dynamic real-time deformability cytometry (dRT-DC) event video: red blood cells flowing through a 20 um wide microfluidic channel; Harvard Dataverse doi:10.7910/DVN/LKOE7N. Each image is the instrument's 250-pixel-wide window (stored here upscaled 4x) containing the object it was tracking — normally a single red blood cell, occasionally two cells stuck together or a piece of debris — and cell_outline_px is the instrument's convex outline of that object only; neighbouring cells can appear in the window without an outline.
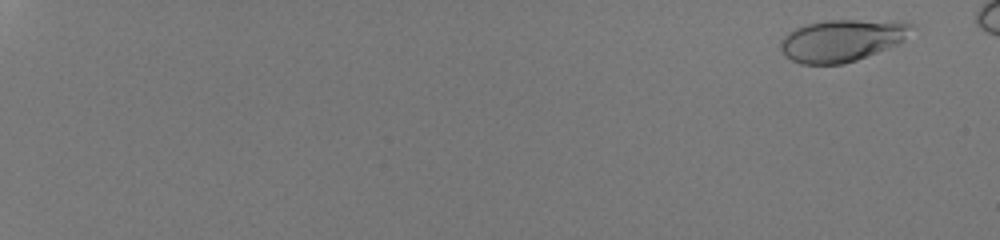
{"species": "human", "species_latin": "Homo sapiens", "temperature_condition": "room temperature", "stored_images_in_passage": 52, "camera_frame_rate_fps": 3000, "um_per_image_px": 0.085, "donor": {"sex": "male"}, "frame": {"image": 1, "passage_image": 1, "time_ms": 0.0, "image_size_px": [1000, 240], "cell_outline_px": [[912, 24], [904, 40], [900, 44], [856, 60], [844, 64], [800, 64], [784, 56], [780, 48], [780, 40], [788, 32], [796, 28], [808, 24], [824, 20], [904, 20]], "centroid_in_image_um": [71.56, 3.43], "position_along_channel_um": 13.4, "area_um2": 32.31}}
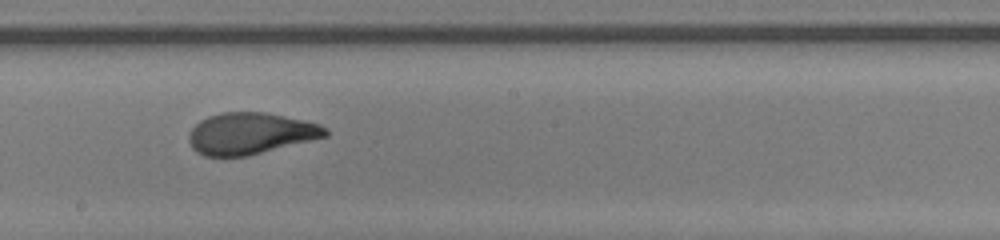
{"frame": {"image": 2, "passage_image": 34, "time_ms": 11.0, "image_size_px": [1000, 240], "cell_outline_px": [[328, 136], [248, 156], [204, 156], [196, 152], [192, 148], [188, 140], [188, 132], [200, 120], [208, 116], [220, 112], [264, 112], [304, 120], [320, 124], [328, 132]], "centroid_in_image_um": [21.25, 11.35], "position_along_channel_um": 227.0, "area_um2": 33.12}}
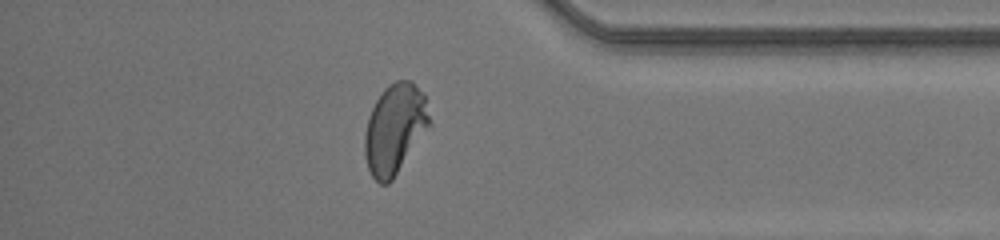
{"frame": {"image": 3, "passage_image": 47, "time_ms": 15.333, "image_size_px": [1000, 240], "cell_outline_px": [[432, 124], [392, 180], [388, 184], [380, 184], [372, 176], [368, 168], [364, 156], [364, 136], [368, 120], [372, 108], [376, 100], [384, 88], [388, 84], [396, 80], [412, 80], [424, 96]], "centroid_in_image_um": [33.56, 10.96], "position_along_channel_um": 401.6, "area_um2": 33.99}, "authors_computed_cell_mechanics": {"area_um2": 32.6281, "velocity_mm_per_s": 4.2407, "shape_relaxation_time_tau1_ms": 5.8529, "shape_relaxation_time_tau2_ms": null, "deformation_change_tau1": 0.2539, "deformation_change_tau2": null}}